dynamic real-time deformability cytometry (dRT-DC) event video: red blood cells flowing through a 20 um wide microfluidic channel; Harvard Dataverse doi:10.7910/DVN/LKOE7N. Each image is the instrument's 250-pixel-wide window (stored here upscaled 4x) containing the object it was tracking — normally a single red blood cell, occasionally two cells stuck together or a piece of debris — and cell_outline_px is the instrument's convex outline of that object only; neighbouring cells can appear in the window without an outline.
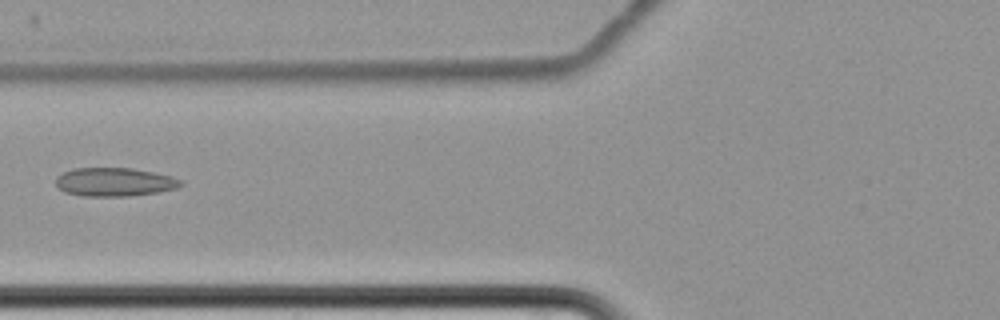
{"species": "common noctule bat (a hibernating species)", "species_latin": "Nyctalus noctula", "temperature_condition": "cold", "stored_images_in_passage": 7, "camera_frame_rate_fps": 3000, "um_per_image_px": 0.085, "animal": {"sex": "female", "body_mass_g": 22.7, "forearm_length_mm": 54.2}, "frame": {"image": 1, "passage_image": 7, "time_ms": 7.333, "image_size_px": [1000, 320], "cell_outline_px": [[184, 184], [176, 188], [156, 192], [128, 196], [84, 196], [64, 192], [56, 188], [56, 176], [72, 168], [132, 168], [172, 176], [184, 180]], "centroid_in_image_um": [9.71, 15.47], "position_along_channel_um": 116.1, "area_um2": 20.92}}